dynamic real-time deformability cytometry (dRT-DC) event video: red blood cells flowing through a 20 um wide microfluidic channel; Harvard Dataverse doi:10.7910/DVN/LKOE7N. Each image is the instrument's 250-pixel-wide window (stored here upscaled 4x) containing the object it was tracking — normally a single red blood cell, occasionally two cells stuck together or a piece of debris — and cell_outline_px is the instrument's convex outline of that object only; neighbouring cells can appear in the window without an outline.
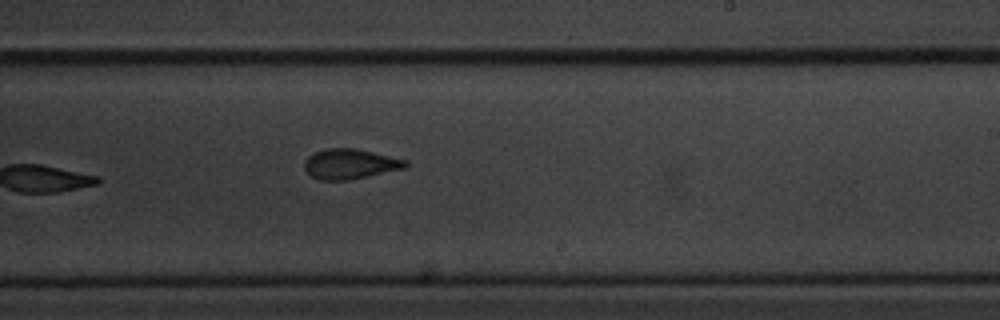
{"species": "common noctule bat (a hibernating species)", "species_latin": "Nyctalus noctula", "temperature_condition": "cold", "stored_images_in_passage": 10, "camera_frame_rate_fps": 3000, "um_per_image_px": 0.085, "animal": {"sex": "male", "body_mass_g": 20.1, "forearm_length_mm": 53.5}, "frame": {"image": 1, "passage_image": 10, "time_ms": 3.0, "image_size_px": [1000, 320], "cell_outline_px": [[408, 168], [348, 180], [320, 180], [312, 176], [304, 168], [304, 160], [308, 156], [316, 152], [328, 148], [356, 148], [408, 160]], "centroid_in_image_um": [29.79, 13.93], "position_along_channel_um": 259.2, "area_um2": 17.8}}